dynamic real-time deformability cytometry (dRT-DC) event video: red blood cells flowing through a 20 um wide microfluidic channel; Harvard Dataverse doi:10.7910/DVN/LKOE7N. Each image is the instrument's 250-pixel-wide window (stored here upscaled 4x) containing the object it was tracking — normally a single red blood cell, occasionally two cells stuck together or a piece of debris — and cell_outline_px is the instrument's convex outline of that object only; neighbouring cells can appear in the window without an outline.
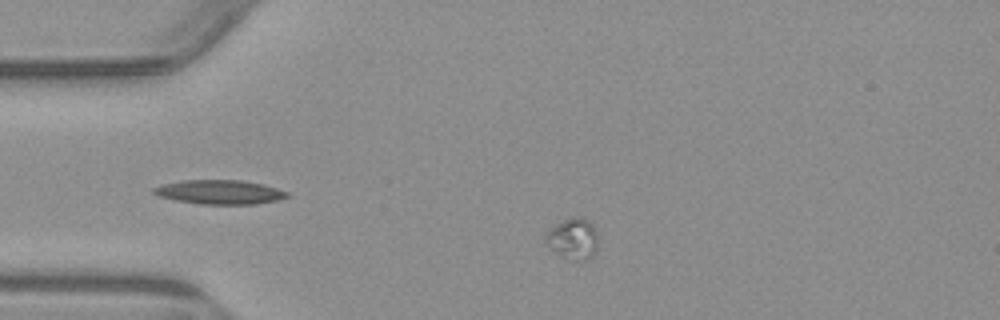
{"species": "common noctule bat (a hibernating species)", "species_latin": "Nyctalus noctula", "temperature_condition": "warm", "stored_images_in_passage": 2, "camera_frame_rate_fps": 3000, "um_per_image_px": 0.085, "animal": {"sex": "male", "body_mass_g": 23.1, "forearm_length_mm": 52.7}, "frame": {"image": 1, "passage_image": 1, "time_ms": 0.0, "image_size_px": [1000, 320], "cell_outline_px": [[596, 252], [588, 260], [576, 260], [560, 256], [544, 240], [544, 236], [548, 228], [572, 216], [584, 216], [592, 224], [596, 232]], "centroid_in_image_um": [48.69, 20.26], "position_along_channel_um": 36.3, "area_um2": 12.6}}